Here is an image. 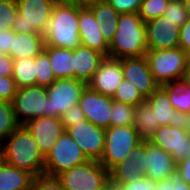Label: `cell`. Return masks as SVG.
<instances>
[{
  "label": "cell",
  "mask_w": 190,
  "mask_h": 190,
  "mask_svg": "<svg viewBox=\"0 0 190 190\" xmlns=\"http://www.w3.org/2000/svg\"><path fill=\"white\" fill-rule=\"evenodd\" d=\"M5 142L0 144V158L4 162L27 171L33 177L44 174L45 157L24 125H19Z\"/></svg>",
  "instance_id": "obj_1"
},
{
  "label": "cell",
  "mask_w": 190,
  "mask_h": 190,
  "mask_svg": "<svg viewBox=\"0 0 190 190\" xmlns=\"http://www.w3.org/2000/svg\"><path fill=\"white\" fill-rule=\"evenodd\" d=\"M147 51L146 27L141 17L138 13L120 14L117 30L108 44V57H142Z\"/></svg>",
  "instance_id": "obj_2"
},
{
  "label": "cell",
  "mask_w": 190,
  "mask_h": 190,
  "mask_svg": "<svg viewBox=\"0 0 190 190\" xmlns=\"http://www.w3.org/2000/svg\"><path fill=\"white\" fill-rule=\"evenodd\" d=\"M79 4L54 5L44 33L45 46L75 49L81 46Z\"/></svg>",
  "instance_id": "obj_3"
},
{
  "label": "cell",
  "mask_w": 190,
  "mask_h": 190,
  "mask_svg": "<svg viewBox=\"0 0 190 190\" xmlns=\"http://www.w3.org/2000/svg\"><path fill=\"white\" fill-rule=\"evenodd\" d=\"M145 57L159 86L179 82L187 67V53L180 47L148 50Z\"/></svg>",
  "instance_id": "obj_4"
},
{
  "label": "cell",
  "mask_w": 190,
  "mask_h": 190,
  "mask_svg": "<svg viewBox=\"0 0 190 190\" xmlns=\"http://www.w3.org/2000/svg\"><path fill=\"white\" fill-rule=\"evenodd\" d=\"M56 177L64 190H102L110 184V171L96 160H88Z\"/></svg>",
  "instance_id": "obj_5"
},
{
  "label": "cell",
  "mask_w": 190,
  "mask_h": 190,
  "mask_svg": "<svg viewBox=\"0 0 190 190\" xmlns=\"http://www.w3.org/2000/svg\"><path fill=\"white\" fill-rule=\"evenodd\" d=\"M143 140L133 125L115 126L106 129L105 149L100 163L110 171L129 157V153Z\"/></svg>",
  "instance_id": "obj_6"
},
{
  "label": "cell",
  "mask_w": 190,
  "mask_h": 190,
  "mask_svg": "<svg viewBox=\"0 0 190 190\" xmlns=\"http://www.w3.org/2000/svg\"><path fill=\"white\" fill-rule=\"evenodd\" d=\"M18 13L13 29L17 33L44 34L54 7L52 0H16Z\"/></svg>",
  "instance_id": "obj_7"
},
{
  "label": "cell",
  "mask_w": 190,
  "mask_h": 190,
  "mask_svg": "<svg viewBox=\"0 0 190 190\" xmlns=\"http://www.w3.org/2000/svg\"><path fill=\"white\" fill-rule=\"evenodd\" d=\"M88 161L74 139L64 131L45 157L44 175L56 177L63 171Z\"/></svg>",
  "instance_id": "obj_8"
},
{
  "label": "cell",
  "mask_w": 190,
  "mask_h": 190,
  "mask_svg": "<svg viewBox=\"0 0 190 190\" xmlns=\"http://www.w3.org/2000/svg\"><path fill=\"white\" fill-rule=\"evenodd\" d=\"M12 104L19 125H25L32 119L47 116V87L35 85L17 89Z\"/></svg>",
  "instance_id": "obj_9"
},
{
  "label": "cell",
  "mask_w": 190,
  "mask_h": 190,
  "mask_svg": "<svg viewBox=\"0 0 190 190\" xmlns=\"http://www.w3.org/2000/svg\"><path fill=\"white\" fill-rule=\"evenodd\" d=\"M87 84L74 78L57 79L47 87V116L61 118L71 106L78 104L82 91Z\"/></svg>",
  "instance_id": "obj_10"
},
{
  "label": "cell",
  "mask_w": 190,
  "mask_h": 190,
  "mask_svg": "<svg viewBox=\"0 0 190 190\" xmlns=\"http://www.w3.org/2000/svg\"><path fill=\"white\" fill-rule=\"evenodd\" d=\"M148 142L171 154L177 163L190 158V134L180 124L160 126Z\"/></svg>",
  "instance_id": "obj_11"
},
{
  "label": "cell",
  "mask_w": 190,
  "mask_h": 190,
  "mask_svg": "<svg viewBox=\"0 0 190 190\" xmlns=\"http://www.w3.org/2000/svg\"><path fill=\"white\" fill-rule=\"evenodd\" d=\"M88 160L100 161L105 149L106 129L85 119L66 130Z\"/></svg>",
  "instance_id": "obj_12"
},
{
  "label": "cell",
  "mask_w": 190,
  "mask_h": 190,
  "mask_svg": "<svg viewBox=\"0 0 190 190\" xmlns=\"http://www.w3.org/2000/svg\"><path fill=\"white\" fill-rule=\"evenodd\" d=\"M112 103V97L100 94L92 90L88 85L82 91L78 102L84 112L85 119L95 126L105 129L110 127Z\"/></svg>",
  "instance_id": "obj_13"
},
{
  "label": "cell",
  "mask_w": 190,
  "mask_h": 190,
  "mask_svg": "<svg viewBox=\"0 0 190 190\" xmlns=\"http://www.w3.org/2000/svg\"><path fill=\"white\" fill-rule=\"evenodd\" d=\"M122 62L123 78L129 80L148 99L159 87L150 72L145 56L120 59Z\"/></svg>",
  "instance_id": "obj_14"
},
{
  "label": "cell",
  "mask_w": 190,
  "mask_h": 190,
  "mask_svg": "<svg viewBox=\"0 0 190 190\" xmlns=\"http://www.w3.org/2000/svg\"><path fill=\"white\" fill-rule=\"evenodd\" d=\"M145 23L147 50H162L179 47L180 28L162 17Z\"/></svg>",
  "instance_id": "obj_15"
},
{
  "label": "cell",
  "mask_w": 190,
  "mask_h": 190,
  "mask_svg": "<svg viewBox=\"0 0 190 190\" xmlns=\"http://www.w3.org/2000/svg\"><path fill=\"white\" fill-rule=\"evenodd\" d=\"M36 140L44 157L51 151L56 140L65 131L61 118L43 116L30 120L24 125Z\"/></svg>",
  "instance_id": "obj_16"
},
{
  "label": "cell",
  "mask_w": 190,
  "mask_h": 190,
  "mask_svg": "<svg viewBox=\"0 0 190 190\" xmlns=\"http://www.w3.org/2000/svg\"><path fill=\"white\" fill-rule=\"evenodd\" d=\"M123 80L120 59L105 57L99 64L92 80L87 84L92 90L105 96L113 97Z\"/></svg>",
  "instance_id": "obj_17"
},
{
  "label": "cell",
  "mask_w": 190,
  "mask_h": 190,
  "mask_svg": "<svg viewBox=\"0 0 190 190\" xmlns=\"http://www.w3.org/2000/svg\"><path fill=\"white\" fill-rule=\"evenodd\" d=\"M79 35L82 46L96 50L108 57V43L103 38L93 12L79 4Z\"/></svg>",
  "instance_id": "obj_18"
},
{
  "label": "cell",
  "mask_w": 190,
  "mask_h": 190,
  "mask_svg": "<svg viewBox=\"0 0 190 190\" xmlns=\"http://www.w3.org/2000/svg\"><path fill=\"white\" fill-rule=\"evenodd\" d=\"M146 177L158 181L176 175L177 162L171 154L146 141Z\"/></svg>",
  "instance_id": "obj_19"
},
{
  "label": "cell",
  "mask_w": 190,
  "mask_h": 190,
  "mask_svg": "<svg viewBox=\"0 0 190 190\" xmlns=\"http://www.w3.org/2000/svg\"><path fill=\"white\" fill-rule=\"evenodd\" d=\"M73 78L88 84L105 56L93 49L79 46L73 49Z\"/></svg>",
  "instance_id": "obj_20"
},
{
  "label": "cell",
  "mask_w": 190,
  "mask_h": 190,
  "mask_svg": "<svg viewBox=\"0 0 190 190\" xmlns=\"http://www.w3.org/2000/svg\"><path fill=\"white\" fill-rule=\"evenodd\" d=\"M42 33H17L12 30V46L9 55L15 59L35 57L44 50Z\"/></svg>",
  "instance_id": "obj_21"
},
{
  "label": "cell",
  "mask_w": 190,
  "mask_h": 190,
  "mask_svg": "<svg viewBox=\"0 0 190 190\" xmlns=\"http://www.w3.org/2000/svg\"><path fill=\"white\" fill-rule=\"evenodd\" d=\"M146 101L150 104L160 126L180 123L181 114L174 109L167 91L162 86H159Z\"/></svg>",
  "instance_id": "obj_22"
},
{
  "label": "cell",
  "mask_w": 190,
  "mask_h": 190,
  "mask_svg": "<svg viewBox=\"0 0 190 190\" xmlns=\"http://www.w3.org/2000/svg\"><path fill=\"white\" fill-rule=\"evenodd\" d=\"M87 7L93 12L101 34L109 44L117 30L120 14L108 2H97Z\"/></svg>",
  "instance_id": "obj_23"
},
{
  "label": "cell",
  "mask_w": 190,
  "mask_h": 190,
  "mask_svg": "<svg viewBox=\"0 0 190 190\" xmlns=\"http://www.w3.org/2000/svg\"><path fill=\"white\" fill-rule=\"evenodd\" d=\"M33 176L0 158V190H30Z\"/></svg>",
  "instance_id": "obj_24"
},
{
  "label": "cell",
  "mask_w": 190,
  "mask_h": 190,
  "mask_svg": "<svg viewBox=\"0 0 190 190\" xmlns=\"http://www.w3.org/2000/svg\"><path fill=\"white\" fill-rule=\"evenodd\" d=\"M56 79L73 78V50L61 47L44 46Z\"/></svg>",
  "instance_id": "obj_25"
},
{
  "label": "cell",
  "mask_w": 190,
  "mask_h": 190,
  "mask_svg": "<svg viewBox=\"0 0 190 190\" xmlns=\"http://www.w3.org/2000/svg\"><path fill=\"white\" fill-rule=\"evenodd\" d=\"M133 127L143 141H148L160 127L150 104L145 100L135 106Z\"/></svg>",
  "instance_id": "obj_26"
},
{
  "label": "cell",
  "mask_w": 190,
  "mask_h": 190,
  "mask_svg": "<svg viewBox=\"0 0 190 190\" xmlns=\"http://www.w3.org/2000/svg\"><path fill=\"white\" fill-rule=\"evenodd\" d=\"M18 89L36 85L35 57L15 59L13 63V76Z\"/></svg>",
  "instance_id": "obj_27"
},
{
  "label": "cell",
  "mask_w": 190,
  "mask_h": 190,
  "mask_svg": "<svg viewBox=\"0 0 190 190\" xmlns=\"http://www.w3.org/2000/svg\"><path fill=\"white\" fill-rule=\"evenodd\" d=\"M174 109L182 114L190 113V87L181 80L177 83L164 84Z\"/></svg>",
  "instance_id": "obj_28"
},
{
  "label": "cell",
  "mask_w": 190,
  "mask_h": 190,
  "mask_svg": "<svg viewBox=\"0 0 190 190\" xmlns=\"http://www.w3.org/2000/svg\"><path fill=\"white\" fill-rule=\"evenodd\" d=\"M140 169L127 157L110 170V183L116 188L118 185L143 177Z\"/></svg>",
  "instance_id": "obj_29"
},
{
  "label": "cell",
  "mask_w": 190,
  "mask_h": 190,
  "mask_svg": "<svg viewBox=\"0 0 190 190\" xmlns=\"http://www.w3.org/2000/svg\"><path fill=\"white\" fill-rule=\"evenodd\" d=\"M35 64L36 85L42 87L51 86L57 79L51 69L49 56L44 50L35 56Z\"/></svg>",
  "instance_id": "obj_30"
},
{
  "label": "cell",
  "mask_w": 190,
  "mask_h": 190,
  "mask_svg": "<svg viewBox=\"0 0 190 190\" xmlns=\"http://www.w3.org/2000/svg\"><path fill=\"white\" fill-rule=\"evenodd\" d=\"M19 126L12 102L0 100V144Z\"/></svg>",
  "instance_id": "obj_31"
},
{
  "label": "cell",
  "mask_w": 190,
  "mask_h": 190,
  "mask_svg": "<svg viewBox=\"0 0 190 190\" xmlns=\"http://www.w3.org/2000/svg\"><path fill=\"white\" fill-rule=\"evenodd\" d=\"M134 114L135 106L113 100L110 127L133 125Z\"/></svg>",
  "instance_id": "obj_32"
},
{
  "label": "cell",
  "mask_w": 190,
  "mask_h": 190,
  "mask_svg": "<svg viewBox=\"0 0 190 190\" xmlns=\"http://www.w3.org/2000/svg\"><path fill=\"white\" fill-rule=\"evenodd\" d=\"M112 99L117 102L130 104L133 106L145 101L138 89L127 79L122 80L117 87Z\"/></svg>",
  "instance_id": "obj_33"
},
{
  "label": "cell",
  "mask_w": 190,
  "mask_h": 190,
  "mask_svg": "<svg viewBox=\"0 0 190 190\" xmlns=\"http://www.w3.org/2000/svg\"><path fill=\"white\" fill-rule=\"evenodd\" d=\"M168 3L167 0H142L138 15L143 22L162 17Z\"/></svg>",
  "instance_id": "obj_34"
},
{
  "label": "cell",
  "mask_w": 190,
  "mask_h": 190,
  "mask_svg": "<svg viewBox=\"0 0 190 190\" xmlns=\"http://www.w3.org/2000/svg\"><path fill=\"white\" fill-rule=\"evenodd\" d=\"M17 13L16 0H0V32L13 29Z\"/></svg>",
  "instance_id": "obj_35"
},
{
  "label": "cell",
  "mask_w": 190,
  "mask_h": 190,
  "mask_svg": "<svg viewBox=\"0 0 190 190\" xmlns=\"http://www.w3.org/2000/svg\"><path fill=\"white\" fill-rule=\"evenodd\" d=\"M163 17L181 28V26L187 21L189 16L185 9L183 1L173 0L168 3Z\"/></svg>",
  "instance_id": "obj_36"
},
{
  "label": "cell",
  "mask_w": 190,
  "mask_h": 190,
  "mask_svg": "<svg viewBox=\"0 0 190 190\" xmlns=\"http://www.w3.org/2000/svg\"><path fill=\"white\" fill-rule=\"evenodd\" d=\"M30 190H64L57 177L39 175L33 177Z\"/></svg>",
  "instance_id": "obj_37"
},
{
  "label": "cell",
  "mask_w": 190,
  "mask_h": 190,
  "mask_svg": "<svg viewBox=\"0 0 190 190\" xmlns=\"http://www.w3.org/2000/svg\"><path fill=\"white\" fill-rule=\"evenodd\" d=\"M129 157L131 158V162L138 169H140L141 173L145 176L147 169V155H146V141H142L139 143L132 151L129 153Z\"/></svg>",
  "instance_id": "obj_38"
},
{
  "label": "cell",
  "mask_w": 190,
  "mask_h": 190,
  "mask_svg": "<svg viewBox=\"0 0 190 190\" xmlns=\"http://www.w3.org/2000/svg\"><path fill=\"white\" fill-rule=\"evenodd\" d=\"M156 181L149 179L146 176L133 179L130 182H126L118 185L116 190H155Z\"/></svg>",
  "instance_id": "obj_39"
},
{
  "label": "cell",
  "mask_w": 190,
  "mask_h": 190,
  "mask_svg": "<svg viewBox=\"0 0 190 190\" xmlns=\"http://www.w3.org/2000/svg\"><path fill=\"white\" fill-rule=\"evenodd\" d=\"M85 115L83 110L80 108L79 104L71 106L64 114L61 116V121L64 126L65 131L78 123L79 121H84Z\"/></svg>",
  "instance_id": "obj_40"
},
{
  "label": "cell",
  "mask_w": 190,
  "mask_h": 190,
  "mask_svg": "<svg viewBox=\"0 0 190 190\" xmlns=\"http://www.w3.org/2000/svg\"><path fill=\"white\" fill-rule=\"evenodd\" d=\"M118 14L138 13L142 0H108Z\"/></svg>",
  "instance_id": "obj_41"
},
{
  "label": "cell",
  "mask_w": 190,
  "mask_h": 190,
  "mask_svg": "<svg viewBox=\"0 0 190 190\" xmlns=\"http://www.w3.org/2000/svg\"><path fill=\"white\" fill-rule=\"evenodd\" d=\"M12 77H0V100L12 102L17 91Z\"/></svg>",
  "instance_id": "obj_42"
},
{
  "label": "cell",
  "mask_w": 190,
  "mask_h": 190,
  "mask_svg": "<svg viewBox=\"0 0 190 190\" xmlns=\"http://www.w3.org/2000/svg\"><path fill=\"white\" fill-rule=\"evenodd\" d=\"M179 34V47L187 52L190 49V16L181 26Z\"/></svg>",
  "instance_id": "obj_43"
},
{
  "label": "cell",
  "mask_w": 190,
  "mask_h": 190,
  "mask_svg": "<svg viewBox=\"0 0 190 190\" xmlns=\"http://www.w3.org/2000/svg\"><path fill=\"white\" fill-rule=\"evenodd\" d=\"M14 60L10 55L0 53V77L13 76Z\"/></svg>",
  "instance_id": "obj_44"
},
{
  "label": "cell",
  "mask_w": 190,
  "mask_h": 190,
  "mask_svg": "<svg viewBox=\"0 0 190 190\" xmlns=\"http://www.w3.org/2000/svg\"><path fill=\"white\" fill-rule=\"evenodd\" d=\"M176 176L190 186V158L177 163Z\"/></svg>",
  "instance_id": "obj_45"
},
{
  "label": "cell",
  "mask_w": 190,
  "mask_h": 190,
  "mask_svg": "<svg viewBox=\"0 0 190 190\" xmlns=\"http://www.w3.org/2000/svg\"><path fill=\"white\" fill-rule=\"evenodd\" d=\"M12 46V30L0 32V53L9 55Z\"/></svg>",
  "instance_id": "obj_46"
},
{
  "label": "cell",
  "mask_w": 190,
  "mask_h": 190,
  "mask_svg": "<svg viewBox=\"0 0 190 190\" xmlns=\"http://www.w3.org/2000/svg\"><path fill=\"white\" fill-rule=\"evenodd\" d=\"M169 190H190V186L175 175L169 178Z\"/></svg>",
  "instance_id": "obj_47"
},
{
  "label": "cell",
  "mask_w": 190,
  "mask_h": 190,
  "mask_svg": "<svg viewBox=\"0 0 190 190\" xmlns=\"http://www.w3.org/2000/svg\"><path fill=\"white\" fill-rule=\"evenodd\" d=\"M179 124L190 134V113L182 114Z\"/></svg>",
  "instance_id": "obj_48"
},
{
  "label": "cell",
  "mask_w": 190,
  "mask_h": 190,
  "mask_svg": "<svg viewBox=\"0 0 190 190\" xmlns=\"http://www.w3.org/2000/svg\"><path fill=\"white\" fill-rule=\"evenodd\" d=\"M155 190H169V178L156 181Z\"/></svg>",
  "instance_id": "obj_49"
},
{
  "label": "cell",
  "mask_w": 190,
  "mask_h": 190,
  "mask_svg": "<svg viewBox=\"0 0 190 190\" xmlns=\"http://www.w3.org/2000/svg\"><path fill=\"white\" fill-rule=\"evenodd\" d=\"M181 81L190 87V61H187V67L184 70Z\"/></svg>",
  "instance_id": "obj_50"
},
{
  "label": "cell",
  "mask_w": 190,
  "mask_h": 190,
  "mask_svg": "<svg viewBox=\"0 0 190 190\" xmlns=\"http://www.w3.org/2000/svg\"><path fill=\"white\" fill-rule=\"evenodd\" d=\"M55 5L81 4V0H52Z\"/></svg>",
  "instance_id": "obj_51"
},
{
  "label": "cell",
  "mask_w": 190,
  "mask_h": 190,
  "mask_svg": "<svg viewBox=\"0 0 190 190\" xmlns=\"http://www.w3.org/2000/svg\"><path fill=\"white\" fill-rule=\"evenodd\" d=\"M108 0H81V4L83 6H89L93 3H97V2H107Z\"/></svg>",
  "instance_id": "obj_52"
},
{
  "label": "cell",
  "mask_w": 190,
  "mask_h": 190,
  "mask_svg": "<svg viewBox=\"0 0 190 190\" xmlns=\"http://www.w3.org/2000/svg\"><path fill=\"white\" fill-rule=\"evenodd\" d=\"M185 6V9L188 13V16H190V0H182Z\"/></svg>",
  "instance_id": "obj_53"
},
{
  "label": "cell",
  "mask_w": 190,
  "mask_h": 190,
  "mask_svg": "<svg viewBox=\"0 0 190 190\" xmlns=\"http://www.w3.org/2000/svg\"><path fill=\"white\" fill-rule=\"evenodd\" d=\"M102 190H116L115 187L110 183L106 188Z\"/></svg>",
  "instance_id": "obj_54"
},
{
  "label": "cell",
  "mask_w": 190,
  "mask_h": 190,
  "mask_svg": "<svg viewBox=\"0 0 190 190\" xmlns=\"http://www.w3.org/2000/svg\"><path fill=\"white\" fill-rule=\"evenodd\" d=\"M186 53H187V61H190V49Z\"/></svg>",
  "instance_id": "obj_55"
}]
</instances>
